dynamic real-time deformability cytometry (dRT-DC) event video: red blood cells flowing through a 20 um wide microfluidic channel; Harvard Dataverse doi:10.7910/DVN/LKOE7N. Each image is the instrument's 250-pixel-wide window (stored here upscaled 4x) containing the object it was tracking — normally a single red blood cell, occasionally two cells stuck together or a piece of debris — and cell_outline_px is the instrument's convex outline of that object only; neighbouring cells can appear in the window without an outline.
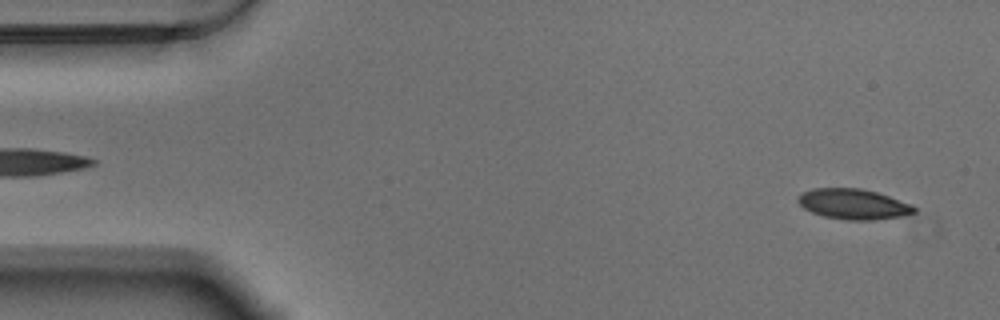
{"species": "Egyptian fruit bat (a non-hibernating species)", "species_latin": "Rousettus aegyptiacus", "temperature_condition": "warm", "stored_images_in_passage": 57, "segment_of_instrument_passage": [1, 2], "camera_frame_rate_fps": 3000, "um_per_image_px": 0.085, "animal": {"sex": "male"}, "frame": {"image": 1, "passage_image": 2, "time_ms": 0.333, "image_size_px": [1000, 320], "cell_outline_px": [[916, 212], [900, 216], [872, 220], [848, 220], [824, 216], [812, 212], [804, 208], [796, 200], [800, 192], [812, 188], [860, 188], [876, 192], [912, 204], [916, 208]], "centroid_in_image_um": [72.5, 17.34], "position_along_channel_um": 12.5, "area_um2": 20.52}}
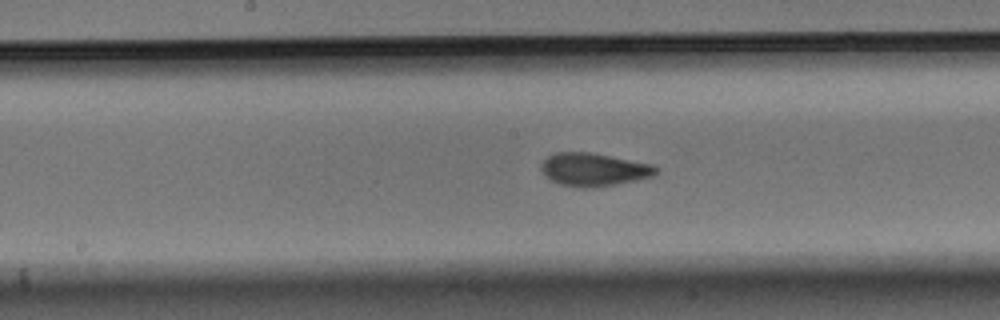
{"frame": {"image": 2, "passage_image": 27, "time_ms": 8.667, "image_size_px": [1000, 320], "cell_outline_px": [[660, 168], [656, 176], [616, 184], [592, 188], [580, 188], [560, 184], [552, 180], [540, 168], [540, 164], [548, 156], [556, 152], [592, 152], [652, 164]], "centroid_in_image_um": [50.52, 14.41], "position_along_channel_um": 197.7, "area_um2": 22.25}}
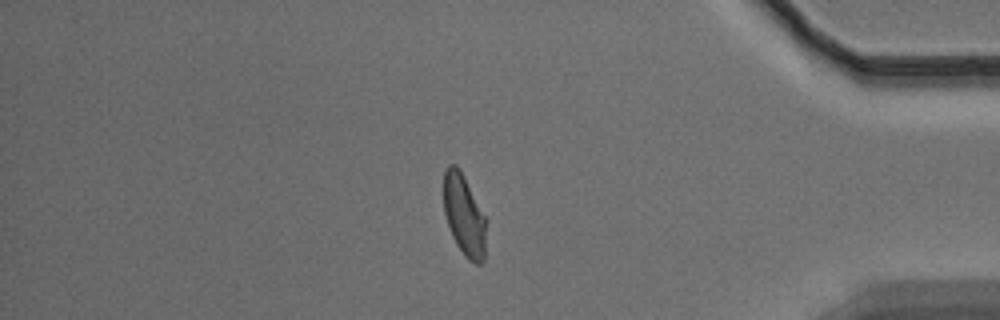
{"frame": {"image": 3, "passage_image": 47, "time_ms": 15.333, "image_size_px": [1000, 320], "cell_outline_px": [[484, 260], [480, 264], [476, 264], [468, 260], [464, 256], [456, 244], [452, 236], [444, 212], [444, 172], [448, 164], [456, 164], [460, 168], [484, 216]], "centroid_in_image_um": [39.41, 18.28], "position_along_channel_um": 395.8, "area_um2": 19.71}}